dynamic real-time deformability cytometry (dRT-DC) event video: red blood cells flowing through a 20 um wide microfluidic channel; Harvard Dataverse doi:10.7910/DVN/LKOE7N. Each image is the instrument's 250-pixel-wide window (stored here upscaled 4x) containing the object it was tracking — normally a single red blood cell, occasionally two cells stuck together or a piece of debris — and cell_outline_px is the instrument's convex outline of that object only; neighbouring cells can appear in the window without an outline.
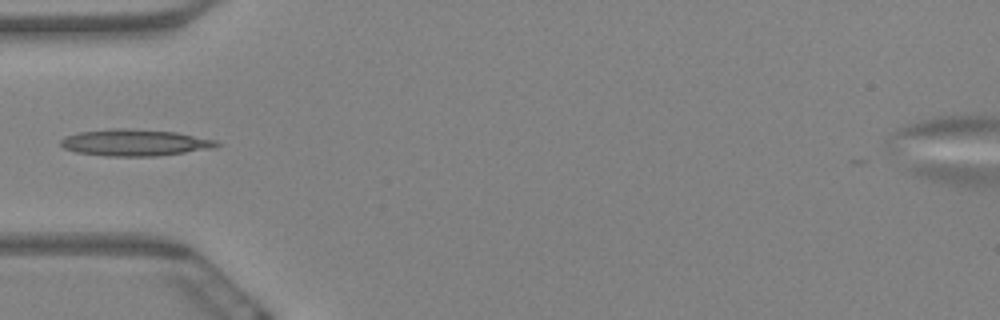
{"species": "Egyptian fruit bat (a non-hibernating species)", "species_latin": "Rousettus aegyptiacus", "temperature_condition": "warm", "stored_images_in_passage": 9, "camera_frame_rate_fps": 3000, "um_per_image_px": 0.085, "animal": {"sex": "female"}, "frame": {"image": 1, "passage_image": 6, "time_ms": 1.667, "image_size_px": [1000, 320], "cell_outline_px": [[220, 144], [216, 148], [156, 156], [108, 156], [76, 152], [64, 148], [60, 144], [60, 140], [64, 136], [80, 132], [112, 128], [128, 128], [176, 132], [216, 140]], "centroid_in_image_um": [11.46, 12.12], "position_along_channel_um": 73.5, "area_um2": 24.22}}
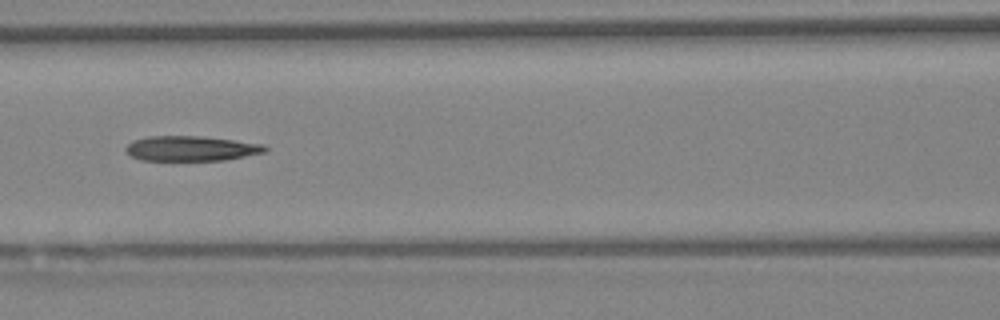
{"frame": {"image": 2, "passage_image": 8, "time_ms": 2.333, "image_size_px": [1000, 320], "cell_outline_px": [[268, 148], [264, 152], [224, 160], [140, 160], [124, 152], [124, 148], [132, 140], [148, 136], [200, 136], [264, 144]], "centroid_in_image_um": [16.18, 12.61], "position_along_channel_um": 150.4, "area_um2": 20.23}}
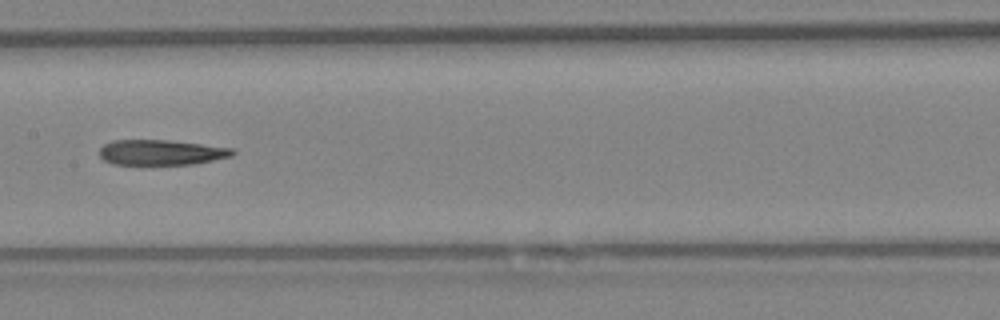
{"frame": {"image": 3, "passage_image": 9, "time_ms": 2.667, "image_size_px": [1000, 320], "cell_outline_px": [[236, 152], [232, 156], [192, 164], [112, 164], [104, 160], [100, 156], [100, 148], [104, 144], [112, 140], [168, 140], [236, 148]], "centroid_in_image_um": [13.72, 12.94], "position_along_channel_um": 193.7, "area_um2": 19.59}}